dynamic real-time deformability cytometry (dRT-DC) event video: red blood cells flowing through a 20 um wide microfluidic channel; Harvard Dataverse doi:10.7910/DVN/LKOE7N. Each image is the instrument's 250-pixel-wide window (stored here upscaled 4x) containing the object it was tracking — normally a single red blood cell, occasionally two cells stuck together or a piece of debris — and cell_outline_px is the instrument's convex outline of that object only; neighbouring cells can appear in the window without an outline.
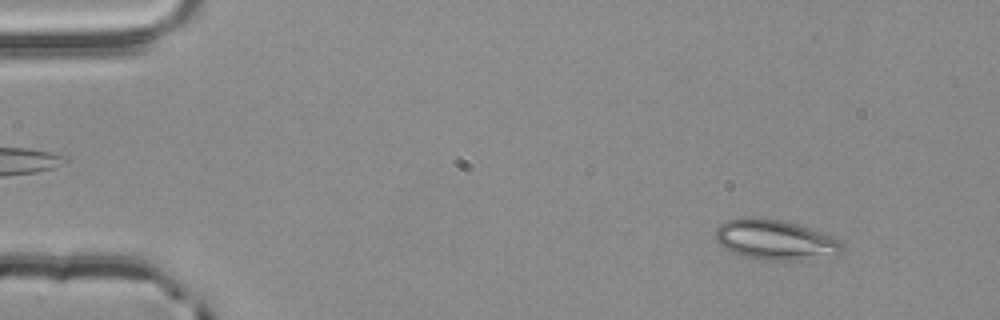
{"species": "common noctule bat (a hibernating species)", "species_latin": "Nyctalus noctula", "temperature_condition": "room temperature", "stored_images_in_passage": 54, "camera_frame_rate_fps": 3000, "um_per_image_px": 0.085, "animal": {"sex": "male", "body_mass_g": 20.4}, "frame": {"image": 1, "passage_image": 6, "time_ms": 1.667, "image_size_px": [1000, 320], "cell_outline_px": [[844, 252], [840, 256], [796, 260], [760, 260], [744, 256], [732, 252], [724, 248], [716, 240], [716, 228], [724, 220], [744, 216], [752, 216], [784, 220], [832, 236], [840, 240], [844, 244]], "centroid_in_image_um": [65.92, 20.38], "position_along_channel_um": 19.1, "area_um2": 30.23}}
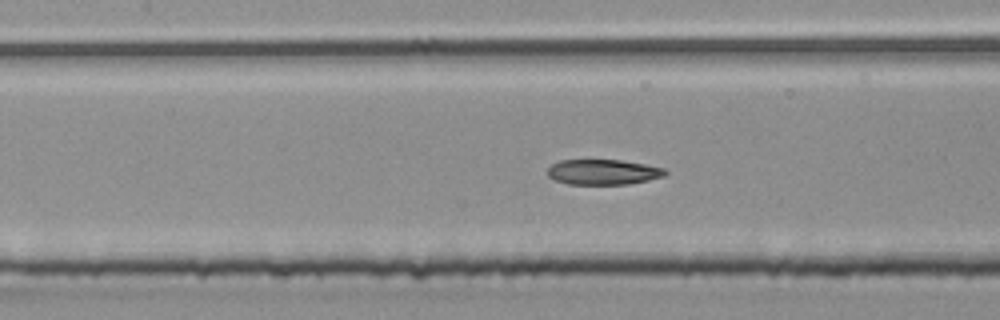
{"frame": {"image": 2, "passage_image": 25, "time_ms": 8.0, "image_size_px": [1000, 320], "cell_outline_px": [[668, 172], [664, 176], [648, 180], [628, 184], [568, 184], [552, 180], [548, 176], [548, 168], [552, 164], [560, 160], [620, 160], [644, 164], [664, 168]], "centroid_in_image_um": [51.24, 14.62], "position_along_channel_um": 156.2, "area_um2": 17.34}}
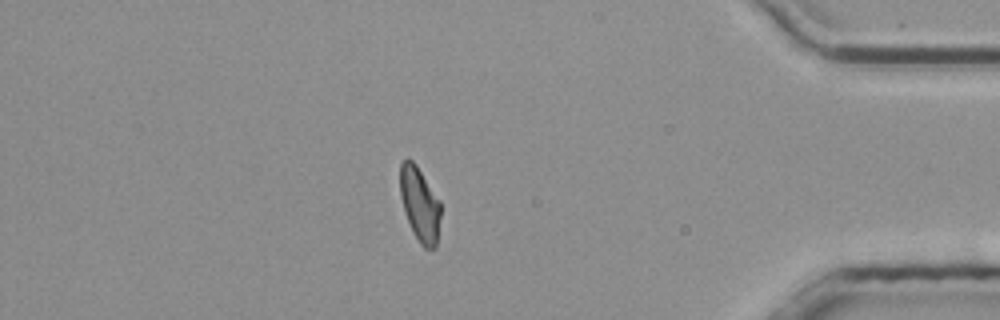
{"frame": {"image": 3, "passage_image": 47, "time_ms": 15.333, "image_size_px": [1000, 320], "cell_outline_px": [[440, 216], [436, 248], [424, 248], [420, 244], [404, 212], [400, 196], [400, 164], [404, 160], [412, 160], [416, 164], [440, 200]], "centroid_in_image_um": [35.68, 17.35], "position_along_channel_um": 399.5, "area_um2": 17.4}, "authors_computed_cell_mechanics": {"area_um2": 18.3515, "velocity_mm_per_s": 3.853, "shape_relaxation_time_tau1_ms": null, "shape_relaxation_time_tau2_ms": 3.4238, "deformation_change_tau1": null, "deformation_change_tau2": 0.0877}}